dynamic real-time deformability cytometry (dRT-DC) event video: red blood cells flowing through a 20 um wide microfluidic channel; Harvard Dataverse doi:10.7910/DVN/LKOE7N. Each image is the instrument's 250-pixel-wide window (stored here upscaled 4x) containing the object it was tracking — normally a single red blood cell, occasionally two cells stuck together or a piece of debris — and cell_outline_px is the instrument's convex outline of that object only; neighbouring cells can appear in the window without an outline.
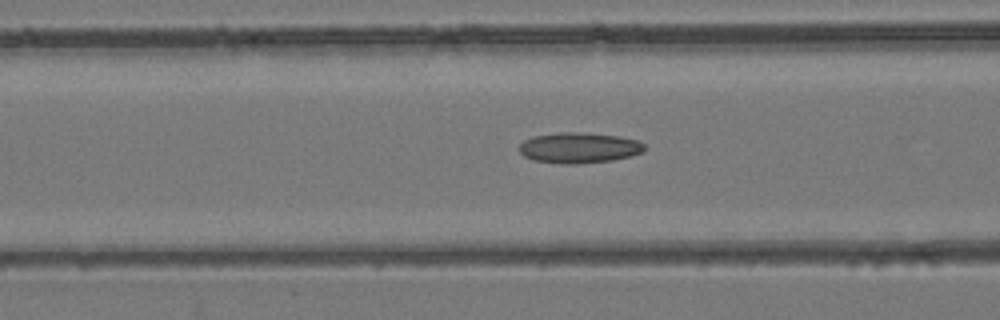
{"species": "common noctule bat (a hibernating species)", "species_latin": "Nyctalus noctula", "temperature_condition": "room temperature", "stored_images_in_passage": 23, "camera_frame_rate_fps": 3000, "um_per_image_px": 0.085, "animal": {"sex": "female", "body_mass_g": 24.6, "forearm_length_mm": 56.2}, "frame": {"image": 1, "passage_image": 5, "time_ms": 1.333, "image_size_px": [1000, 320], "cell_outline_px": [[644, 152], [612, 160], [576, 164], [560, 164], [532, 160], [524, 156], [520, 152], [520, 144], [524, 140], [532, 136], [560, 132], [576, 132], [620, 136], [636, 140], [644, 144]], "centroid_in_image_um": [49.18, 12.56], "position_along_channel_um": 117.4, "area_um2": 22.31}}
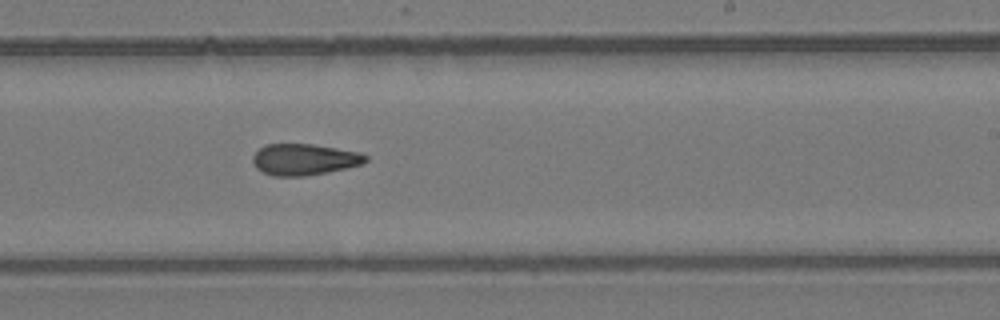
{"frame": {"image": 2, "passage_image": 15, "time_ms": 4.667, "image_size_px": [1000, 320], "cell_outline_px": [[368, 160], [360, 164], [344, 168], [304, 176], [272, 176], [256, 168], [252, 160], [252, 156], [264, 144], [312, 144], [336, 148], [356, 152], [368, 156]], "centroid_in_image_um": [25.8, 13.55], "position_along_channel_um": 263.2, "area_um2": 20.29}}
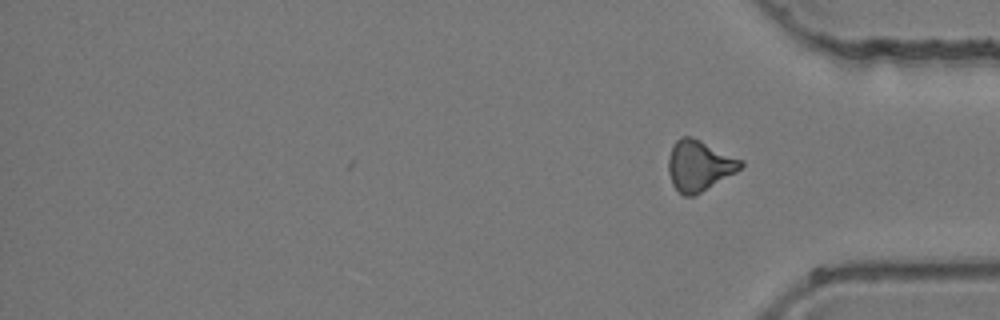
{"frame": {"image": 3, "passage_image": 23, "time_ms": 7.333, "image_size_px": [1000, 320], "cell_outline_px": [[744, 164], [736, 172], [696, 196], [684, 196], [672, 184], [668, 172], [668, 160], [672, 148], [676, 140], [680, 136], [692, 136], [744, 160]], "centroid_in_image_um": [59.44, 14.08], "position_along_channel_um": 375.8, "area_um2": 21.5}}